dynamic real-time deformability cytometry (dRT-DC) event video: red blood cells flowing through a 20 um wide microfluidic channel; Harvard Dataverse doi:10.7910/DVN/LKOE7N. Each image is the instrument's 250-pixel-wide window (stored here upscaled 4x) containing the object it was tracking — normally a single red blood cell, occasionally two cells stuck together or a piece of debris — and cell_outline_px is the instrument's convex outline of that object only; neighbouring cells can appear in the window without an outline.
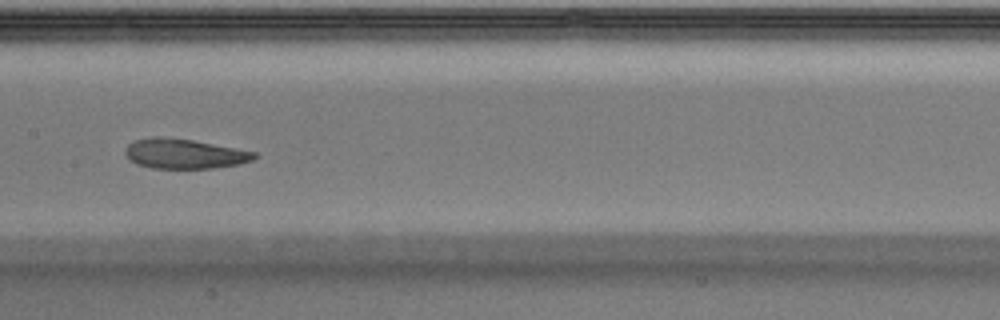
{"species": "Egyptian fruit bat (a non-hibernating species)", "species_latin": "Rousettus aegyptiacus", "temperature_condition": "warm", "stored_images_in_passage": 37, "camera_frame_rate_fps": 3000, "um_per_image_px": 0.085, "animal": {"sex": "male"}, "frame": {"image": 1, "passage_image": 16, "time_ms": 5.0, "image_size_px": [1000, 320], "cell_outline_px": [[260, 156], [252, 160], [240, 164], [212, 168], [152, 168], [136, 164], [128, 160], [124, 152], [128, 144], [136, 140], [152, 136], [160, 136], [192, 140], [256, 152]], "centroid_in_image_um": [15.65, 13.07], "position_along_channel_um": 191.7, "area_um2": 22.48}}